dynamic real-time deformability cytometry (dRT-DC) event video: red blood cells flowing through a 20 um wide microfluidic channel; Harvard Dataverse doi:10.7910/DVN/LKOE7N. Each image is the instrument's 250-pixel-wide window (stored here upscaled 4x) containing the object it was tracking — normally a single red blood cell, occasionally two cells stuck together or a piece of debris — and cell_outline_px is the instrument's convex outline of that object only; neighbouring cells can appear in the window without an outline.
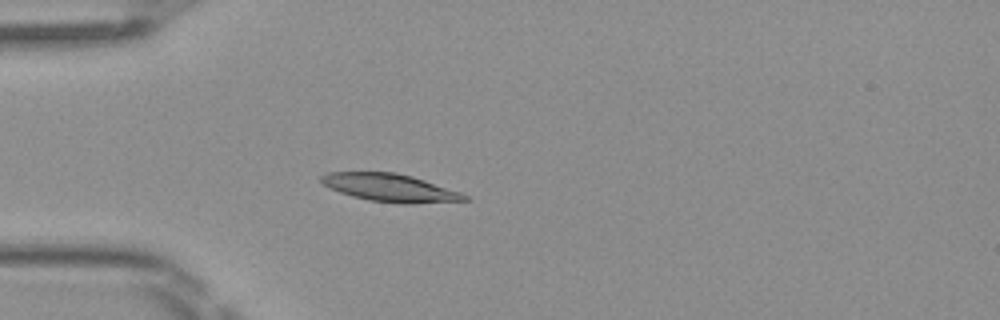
{"species": "Egyptian fruit bat (a non-hibernating species)", "species_latin": "Rousettus aegyptiacus", "temperature_condition": "room temperature", "stored_images_in_passage": 5, "camera_frame_rate_fps": 3000, "um_per_image_px": 0.085, "frame": {"image": 1, "passage_image": 5, "time_ms": 1.333, "image_size_px": [1000, 320], "cell_outline_px": [[472, 200], [412, 204], [404, 204], [368, 200], [352, 196], [340, 192], [324, 184], [320, 180], [320, 176], [328, 172], [396, 172], [412, 176], [460, 192], [468, 196]], "centroid_in_image_um": [33.19, 15.96], "position_along_channel_um": 51.8, "area_um2": 23.18}}